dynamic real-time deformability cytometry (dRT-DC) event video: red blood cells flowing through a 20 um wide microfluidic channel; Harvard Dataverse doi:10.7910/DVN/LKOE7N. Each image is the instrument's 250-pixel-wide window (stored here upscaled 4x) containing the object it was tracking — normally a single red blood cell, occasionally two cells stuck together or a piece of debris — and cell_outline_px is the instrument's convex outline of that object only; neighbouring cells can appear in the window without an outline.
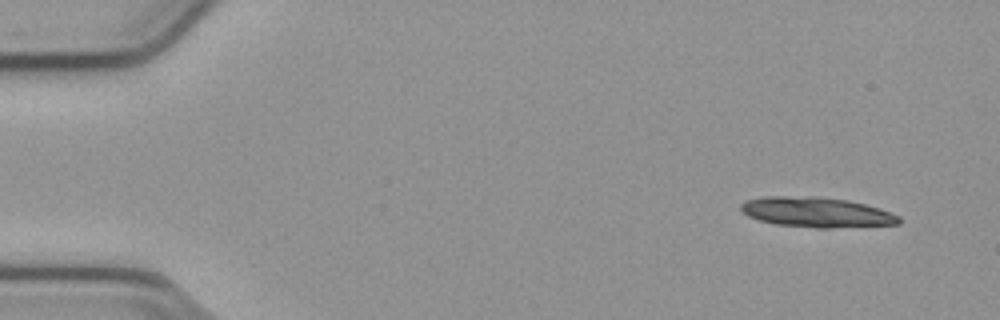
{"species": "common noctule bat (a hibernating species)", "species_latin": "Nyctalus noctula", "temperature_condition": "cold", "stored_images_in_passage": 18, "camera_frame_rate_fps": 3000, "um_per_image_px": 0.085, "animal": {"sex": "male", "body_mass_g": 23.1, "forearm_length_mm": 52.7}, "frame": {"image": 1, "passage_image": 1, "time_ms": 0.0, "image_size_px": [1000, 320], "cell_outline_px": [[900, 224], [832, 228], [816, 228], [776, 224], [760, 220], [748, 216], [740, 212], [740, 204], [748, 200], [764, 196], [784, 196], [848, 200], [864, 204], [900, 216]], "centroid_in_image_um": [69.36, 18.06], "position_along_channel_um": 15.6, "area_um2": 27.22}}
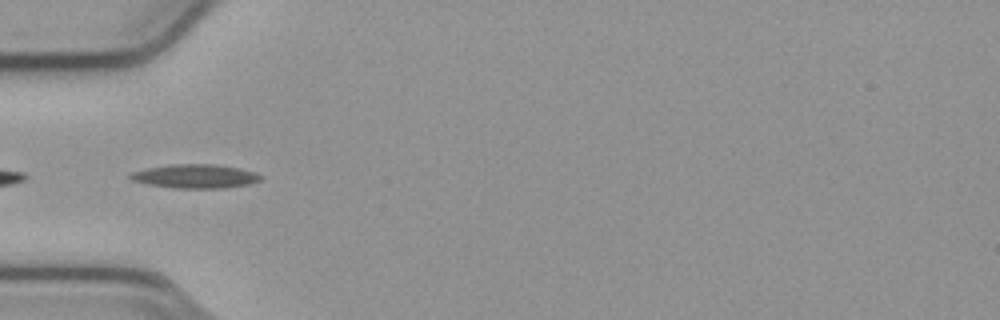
{"frame": {"image": 2, "passage_image": 15, "time_ms": 4.667, "image_size_px": [1000, 320], "cell_outline_px": [[260, 180], [248, 184], [224, 188], [172, 188], [148, 184], [132, 180], [128, 176], [132, 172], [148, 168], [172, 164], [212, 164], [240, 168], [256, 172], [260, 176]], "centroid_in_image_um": [16.59, 14.98], "position_along_channel_um": 68.4, "area_um2": 17.98}}